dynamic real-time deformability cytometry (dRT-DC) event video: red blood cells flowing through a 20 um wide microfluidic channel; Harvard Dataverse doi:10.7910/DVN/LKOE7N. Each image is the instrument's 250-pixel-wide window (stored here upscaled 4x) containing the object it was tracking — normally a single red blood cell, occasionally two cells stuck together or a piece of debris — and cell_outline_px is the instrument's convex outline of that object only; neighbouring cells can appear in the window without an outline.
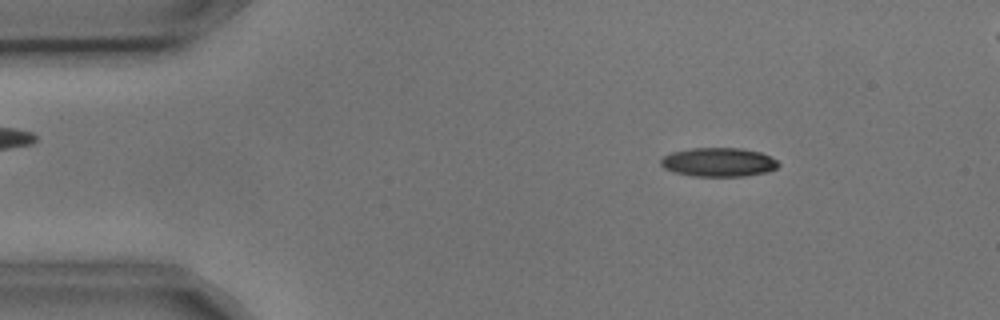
{"species": "common noctule bat (a hibernating species)", "species_latin": "Nyctalus noctula", "temperature_condition": "cold", "stored_images_in_passage": 5, "camera_frame_rate_fps": 3000, "um_per_image_px": 0.085, "animal": {"sex": "male", "body_mass_g": 17.9, "forearm_length_mm": 54.2}, "frame": {"image": 1, "passage_image": 3, "time_ms": 0.667, "image_size_px": [1000, 320], "cell_outline_px": [[780, 164], [776, 168], [768, 172], [744, 176], [692, 176], [672, 172], [664, 168], [660, 164], [660, 160], [664, 156], [672, 152], [692, 148], [740, 148], [760, 152], [772, 156]], "centroid_in_image_um": [61.08, 13.79], "position_along_channel_um": 23.9, "area_um2": 19.94}}